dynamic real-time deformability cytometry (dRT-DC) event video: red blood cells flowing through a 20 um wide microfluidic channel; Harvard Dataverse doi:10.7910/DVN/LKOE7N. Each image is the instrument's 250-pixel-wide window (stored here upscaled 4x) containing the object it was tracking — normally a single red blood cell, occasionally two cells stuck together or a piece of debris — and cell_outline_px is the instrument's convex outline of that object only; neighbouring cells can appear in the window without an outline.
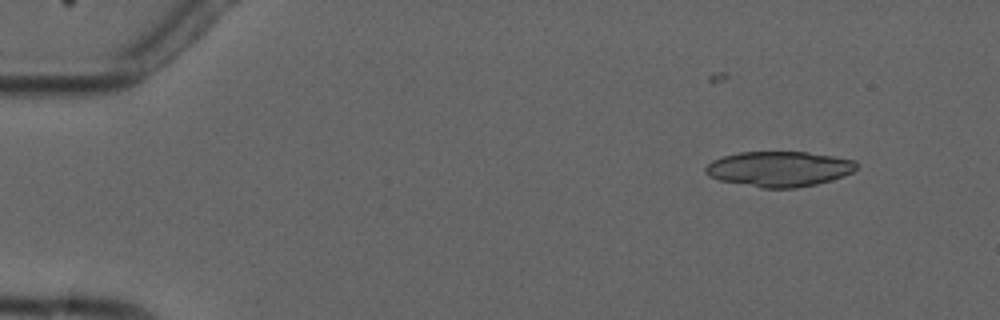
{"species": "common noctule bat (a hibernating species)", "species_latin": "Nyctalus noctula", "temperature_condition": "cold", "stored_images_in_passage": 6, "camera_frame_rate_fps": 3000, "um_per_image_px": 0.085, "animal": {"sex": "male", "forearm_length_mm": 52.5}, "frame": {"image": 1, "passage_image": 6, "time_ms": 6.667, "image_size_px": [1000, 320], "cell_outline_px": [[856, 168], [852, 172], [844, 176], [832, 180], [816, 184], [796, 188], [760, 188], [720, 180], [708, 176], [704, 172], [704, 168], [712, 160], [724, 156], [740, 152], [808, 152], [856, 160]], "centroid_in_image_um": [66.21, 14.36], "position_along_channel_um": 18.8, "area_um2": 31.1}}